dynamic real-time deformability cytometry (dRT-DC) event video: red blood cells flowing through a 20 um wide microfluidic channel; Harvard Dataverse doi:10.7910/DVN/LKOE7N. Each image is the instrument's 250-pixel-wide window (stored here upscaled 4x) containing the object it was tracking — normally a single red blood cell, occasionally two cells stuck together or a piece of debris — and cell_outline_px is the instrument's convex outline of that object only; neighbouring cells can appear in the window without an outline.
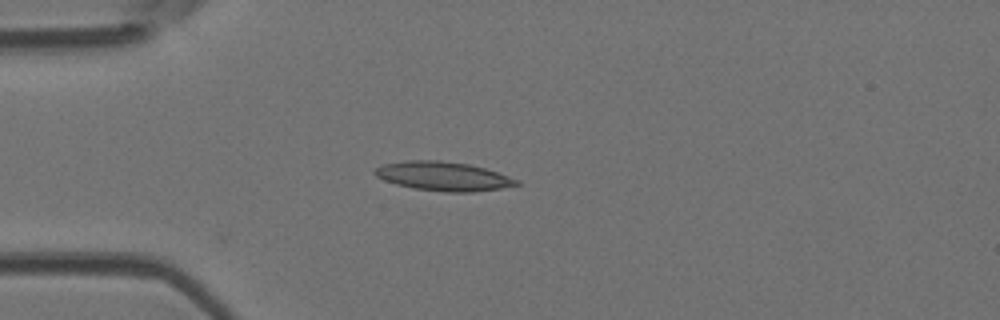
{"species": "Egyptian fruit bat (a non-hibernating species)", "species_latin": "Rousettus aegyptiacus", "temperature_condition": "room temperature", "stored_images_in_passage": 3, "camera_frame_rate_fps": 3000, "um_per_image_px": 0.085, "animal": {"sex": "female"}, "frame": {"image": 1, "passage_image": 3, "time_ms": 0.667, "image_size_px": [1000, 320], "cell_outline_px": [[520, 184], [500, 188], [472, 192], [444, 192], [416, 188], [396, 184], [384, 180], [376, 176], [372, 172], [376, 168], [384, 164], [404, 160], [440, 160], [468, 164], [484, 168], [520, 180]], "centroid_in_image_um": [37.66, 14.97], "position_along_channel_um": 47.3, "area_um2": 23.81}}